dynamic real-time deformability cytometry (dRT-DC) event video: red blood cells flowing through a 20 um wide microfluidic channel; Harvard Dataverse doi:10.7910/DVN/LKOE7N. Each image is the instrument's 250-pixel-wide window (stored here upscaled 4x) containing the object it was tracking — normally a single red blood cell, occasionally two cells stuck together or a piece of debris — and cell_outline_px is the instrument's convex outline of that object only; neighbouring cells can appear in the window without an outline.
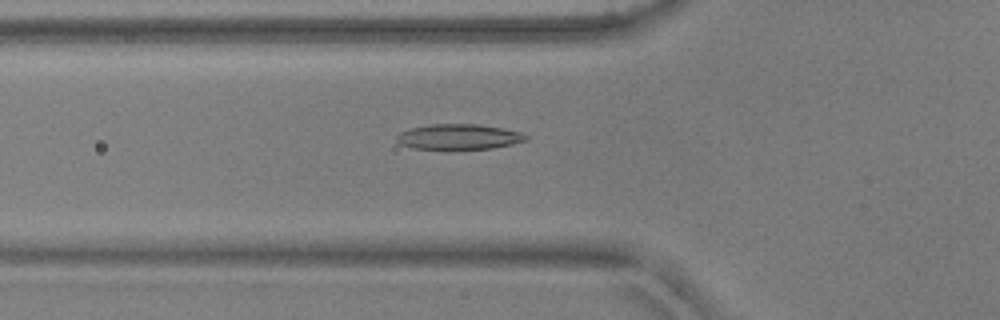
{"species": "common noctule bat (a hibernating species)", "species_latin": "Nyctalus noctula", "temperature_condition": "warm", "stored_images_in_passage": 51, "camera_frame_rate_fps": 3000, "um_per_image_px": 0.085, "animal": {"sex": "male", "body_mass_g": 17.9, "forearm_length_mm": 54.2}, "frame": {"image": 1, "passage_image": 17, "time_ms": 5.333, "image_size_px": [1000, 320], "cell_outline_px": [[528, 140], [512, 144], [492, 148], [412, 148], [400, 144], [396, 140], [396, 136], [400, 132], [408, 128], [428, 124], [480, 124], [504, 128], [520, 132], [528, 136]], "centroid_in_image_um": [38.99, 11.6], "position_along_channel_um": 86.8, "area_um2": 19.02}}
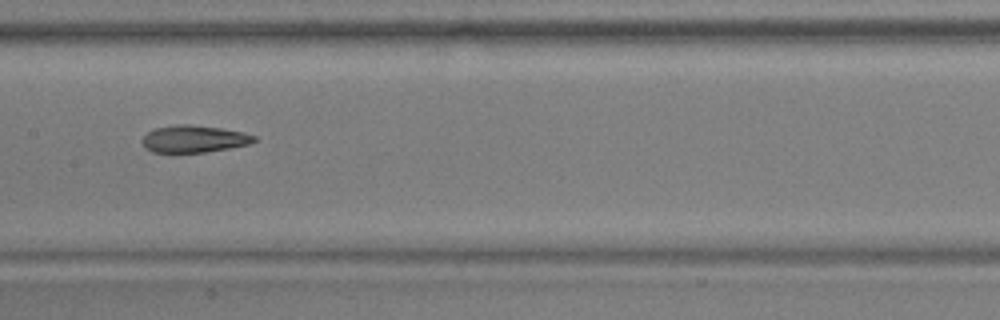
{"frame": {"image": 2, "passage_image": 25, "time_ms": 8.0, "image_size_px": [1000, 320], "cell_outline_px": [[256, 140], [248, 144], [228, 148], [204, 152], [152, 152], [144, 148], [140, 140], [148, 132], [156, 128], [180, 124], [188, 124], [220, 128], [244, 132], [256, 136]], "centroid_in_image_um": [16.46, 11.81], "position_along_channel_um": 190.9, "area_um2": 17.57}}
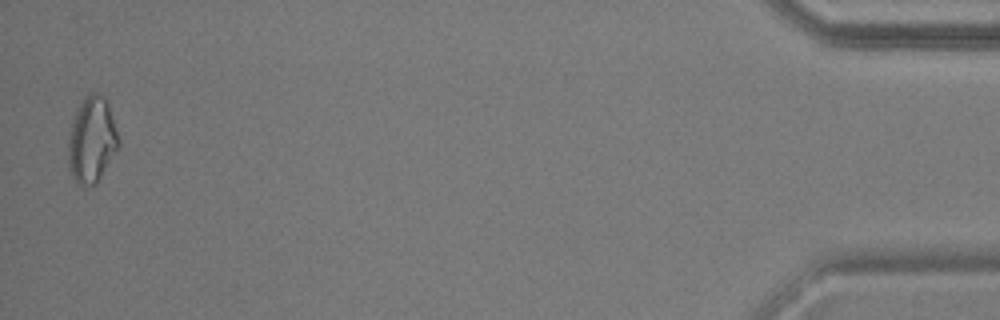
{"frame": {"image": 3, "passage_image": 50, "time_ms": 16.333, "image_size_px": [1000, 320], "cell_outline_px": [[120, 144], [96, 184], [84, 188], [76, 184], [68, 168], [68, 144], [72, 124], [80, 100], [88, 92], [96, 92], [104, 96], [108, 104], [120, 140]], "centroid_in_image_um": [7.79, 11.91], "position_along_channel_um": 427.4, "area_um2": 25.37}, "authors_computed_cell_mechanics": {"area_um2": 19.1318, "velocity_mm_per_s": 3.862, "shape_relaxation_time_tau1_ms": null, "shape_relaxation_time_tau2_ms": 3.6224, "deformation_change_tau1": null, "deformation_change_tau2": 0.1027}}